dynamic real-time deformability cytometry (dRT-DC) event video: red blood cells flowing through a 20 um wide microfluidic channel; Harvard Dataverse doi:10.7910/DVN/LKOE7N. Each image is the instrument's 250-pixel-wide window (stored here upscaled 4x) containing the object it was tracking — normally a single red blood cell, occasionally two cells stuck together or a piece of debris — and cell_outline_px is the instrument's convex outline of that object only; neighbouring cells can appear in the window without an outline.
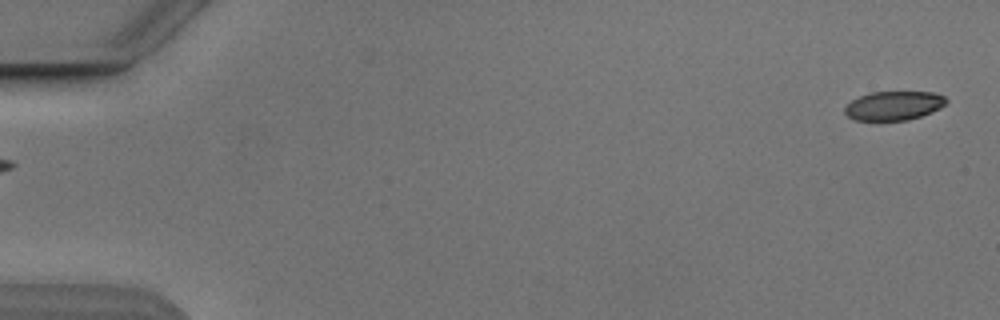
{"species": "Egyptian fruit bat (a non-hibernating species)", "species_latin": "Rousettus aegyptiacus", "temperature_condition": "cold", "stored_images_in_passage": 6, "segment_of_instrument_passage": [2, 2], "camera_frame_rate_fps": 3000, "um_per_image_px": 0.085, "animal": {"sex": "male"}, "frame": {"image": 1, "passage_image": 6, "time_ms": 6.0, "image_size_px": [1000, 320], "cell_outline_px": [[948, 100], [940, 108], [932, 112], [908, 120], [856, 120], [848, 116], [844, 112], [844, 108], [852, 100], [860, 96], [872, 92], [932, 92], [944, 96]], "centroid_in_image_um": [75.98, 8.98], "position_along_channel_um": 9.0, "area_um2": 16.99}}